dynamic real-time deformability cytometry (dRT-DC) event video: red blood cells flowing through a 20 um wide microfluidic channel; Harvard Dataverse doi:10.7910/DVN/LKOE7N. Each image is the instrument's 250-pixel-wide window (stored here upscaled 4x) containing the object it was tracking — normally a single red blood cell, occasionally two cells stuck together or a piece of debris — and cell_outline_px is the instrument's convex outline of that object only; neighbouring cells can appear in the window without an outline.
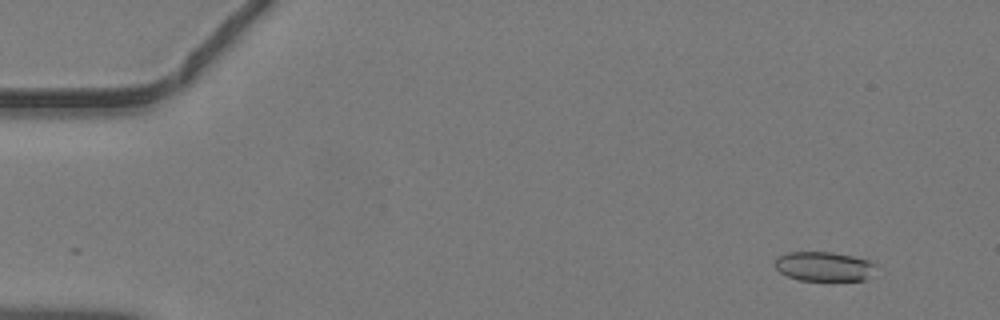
{"species": "common noctule bat (a hibernating species)", "species_latin": "Nyctalus noctula", "temperature_condition": "warm", "stored_images_in_passage": 46, "camera_frame_rate_fps": 3000, "um_per_image_px": 0.085, "animal": {"sex": "male", "body_mass_g": 19.2, "forearm_length_mm": 51.8}, "frame": {"image": 1, "passage_image": 4, "time_ms": 1.0, "image_size_px": [1000, 320], "cell_outline_px": [[876, 264], [864, 280], [800, 280], [788, 276], [780, 272], [776, 268], [776, 256], [788, 252], [832, 252], [852, 256], [868, 260]], "centroid_in_image_um": [69.98, 22.63], "position_along_channel_um": 15.0, "area_um2": 16.99}}
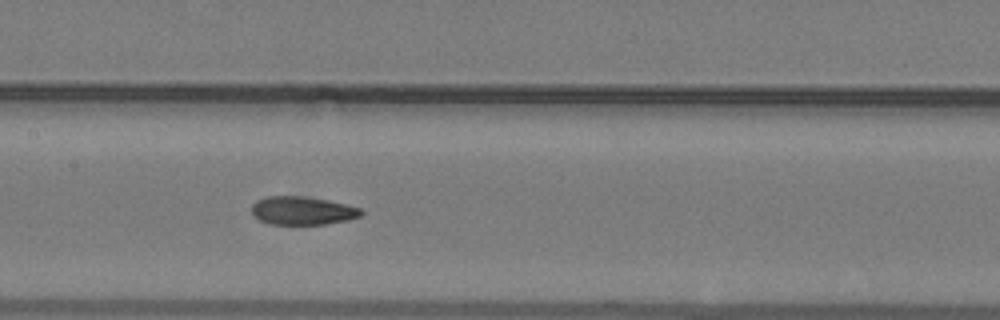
{"frame": {"image": 2, "passage_image": 23, "time_ms": 7.333, "image_size_px": [1000, 320], "cell_outline_px": [[364, 212], [360, 216], [348, 220], [324, 224], [268, 224], [252, 216], [252, 204], [256, 200], [268, 196], [304, 196], [344, 204], [360, 208]], "centroid_in_image_um": [25.66, 17.91], "position_along_channel_um": 181.7, "area_um2": 17.98}}
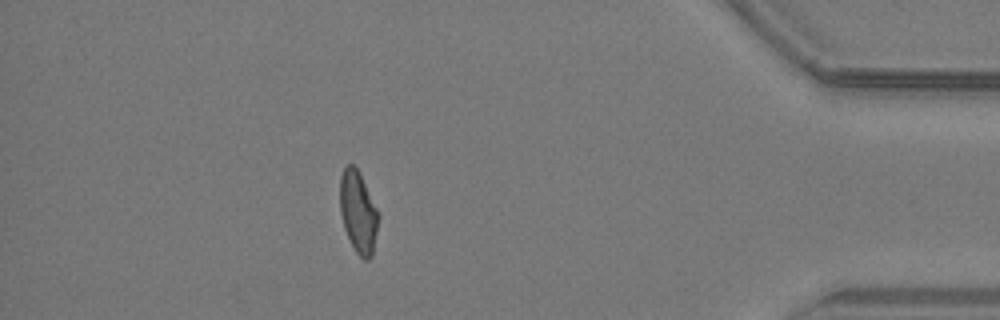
{"frame": {"image": 3, "passage_image": 41, "time_ms": 13.333, "image_size_px": [1000, 320], "cell_outline_px": [[380, 216], [372, 256], [368, 260], [364, 260], [356, 252], [344, 228], [340, 212], [340, 176], [344, 168], [348, 164], [352, 164], [360, 172], [380, 212]], "centroid_in_image_um": [30.47, 18.0], "position_along_channel_um": 404.7, "area_um2": 18.61}}